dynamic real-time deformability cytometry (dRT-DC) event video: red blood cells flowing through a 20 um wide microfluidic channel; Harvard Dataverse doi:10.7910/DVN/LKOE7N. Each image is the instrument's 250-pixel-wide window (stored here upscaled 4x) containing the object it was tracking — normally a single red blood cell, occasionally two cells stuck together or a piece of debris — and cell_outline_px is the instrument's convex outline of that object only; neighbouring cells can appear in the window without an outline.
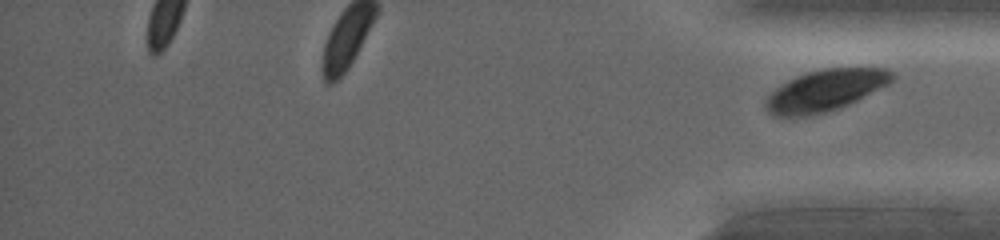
{"species": "common noctule bat (a hibernating species)", "species_latin": "Nyctalus noctula", "temperature_condition": "warm", "stored_images_in_passage": 10, "segment_of_instrument_passage": [2, 2], "camera_frame_rate_fps": 5000, "um_per_image_px": 0.085, "animal": {"sex": "female", "body_mass_g": 19.0, "forearm_length_mm": 53.3}, "frame": {"image": 1, "passage_image": 10, "time_ms": 6.4, "image_size_px": [1000, 240], "cell_outline_px": [[896, 76], [888, 84], [840, 108], [808, 116], [772, 116], [764, 108], [764, 100], [776, 88], [796, 76], [808, 72], [824, 68], [884, 68], [896, 72]], "centroid_in_image_um": [70.14, 7.69], "position_along_channel_um": 365.1, "area_um2": 30.4}}